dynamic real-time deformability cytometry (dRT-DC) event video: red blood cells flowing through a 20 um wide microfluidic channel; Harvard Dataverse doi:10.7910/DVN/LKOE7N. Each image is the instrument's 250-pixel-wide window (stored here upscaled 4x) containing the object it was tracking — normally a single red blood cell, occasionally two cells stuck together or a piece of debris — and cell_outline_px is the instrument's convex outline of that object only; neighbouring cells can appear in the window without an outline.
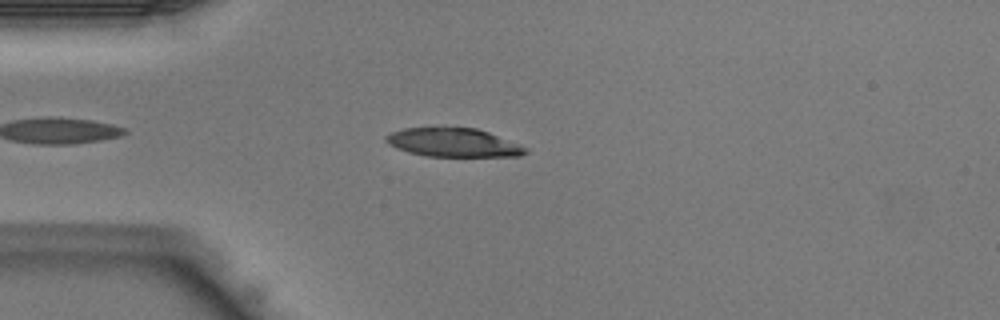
{"species": "Egyptian fruit bat (a non-hibernating species)", "species_latin": "Rousettus aegyptiacus", "temperature_condition": "warm", "stored_images_in_passage": 33, "camera_frame_rate_fps": 3000, "um_per_image_px": 0.085, "animal": {"sex": "male"}, "frame": {"image": 1, "passage_image": 4, "time_ms": 1.0, "image_size_px": [1000, 320], "cell_outline_px": [[528, 152], [520, 156], [428, 156], [408, 152], [388, 144], [384, 140], [384, 136], [392, 132], [404, 128], [476, 128], [488, 132], [520, 144], [528, 148]], "centroid_in_image_um": [38.54, 12.12], "position_along_channel_um": 46.5, "area_um2": 23.12}}
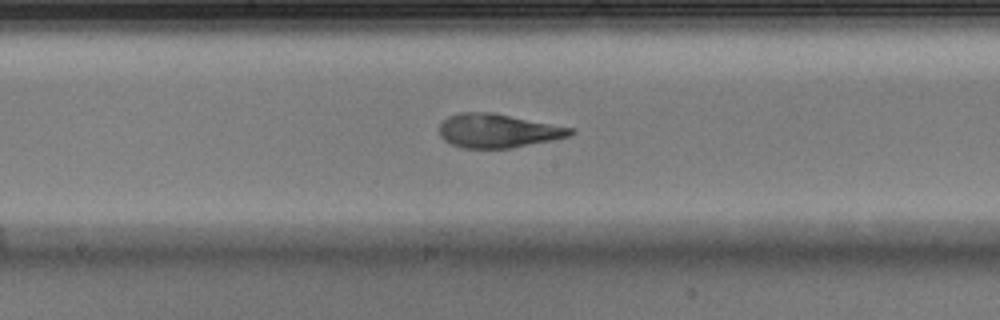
{"frame": {"image": 2, "passage_image": 15, "time_ms": 4.667, "image_size_px": [1000, 320], "cell_outline_px": [[576, 132], [568, 136], [552, 140], [512, 148], [464, 148], [452, 144], [444, 140], [440, 136], [440, 124], [448, 116], [460, 112], [492, 112], [576, 128]], "centroid_in_image_um": [42.35, 11.11], "position_along_channel_um": 205.9, "area_um2": 25.95}}
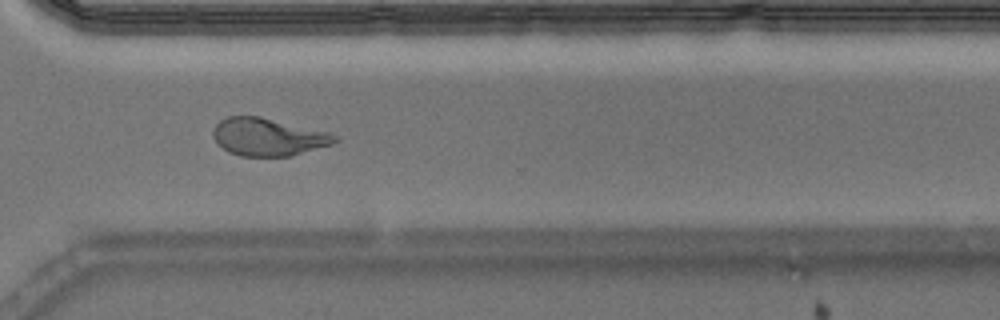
{"frame": {"image": 3, "passage_image": 24, "time_ms": 7.667, "image_size_px": [1000, 320], "cell_outline_px": [[340, 140], [332, 144], [292, 156], [240, 156], [228, 152], [216, 144], [212, 136], [212, 132], [216, 124], [220, 120], [228, 116], [260, 116], [328, 132], [340, 136]], "centroid_in_image_um": [22.78, 11.64], "position_along_channel_um": 347.8, "area_um2": 26.99}}